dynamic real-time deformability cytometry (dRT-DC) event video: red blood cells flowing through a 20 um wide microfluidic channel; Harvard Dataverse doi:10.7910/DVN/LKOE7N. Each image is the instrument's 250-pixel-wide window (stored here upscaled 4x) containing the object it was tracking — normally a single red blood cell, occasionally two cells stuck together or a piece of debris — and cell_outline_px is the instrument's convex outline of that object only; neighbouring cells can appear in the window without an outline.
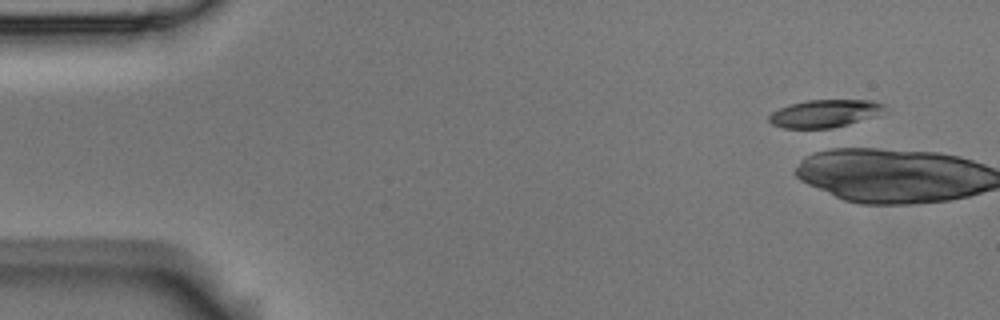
{"species": "Egyptian fruit bat (a non-hibernating species)", "species_latin": "Rousettus aegyptiacus", "temperature_condition": "room temperature", "stored_images_in_passage": 5, "camera_frame_rate_fps": 3000, "um_per_image_px": 0.085, "animal": {"sex": "male"}, "frame": {"image": 1, "passage_image": 1, "time_ms": 0.0, "image_size_px": [1000, 320], "cell_outline_px": [[884, 108], [872, 116], [848, 124], [832, 128], [784, 128], [772, 124], [768, 120], [768, 116], [772, 112], [780, 108], [792, 104], [808, 100], [872, 100], [884, 104]], "centroid_in_image_um": [70.03, 9.64], "position_along_channel_um": 15.0, "area_um2": 18.21}}